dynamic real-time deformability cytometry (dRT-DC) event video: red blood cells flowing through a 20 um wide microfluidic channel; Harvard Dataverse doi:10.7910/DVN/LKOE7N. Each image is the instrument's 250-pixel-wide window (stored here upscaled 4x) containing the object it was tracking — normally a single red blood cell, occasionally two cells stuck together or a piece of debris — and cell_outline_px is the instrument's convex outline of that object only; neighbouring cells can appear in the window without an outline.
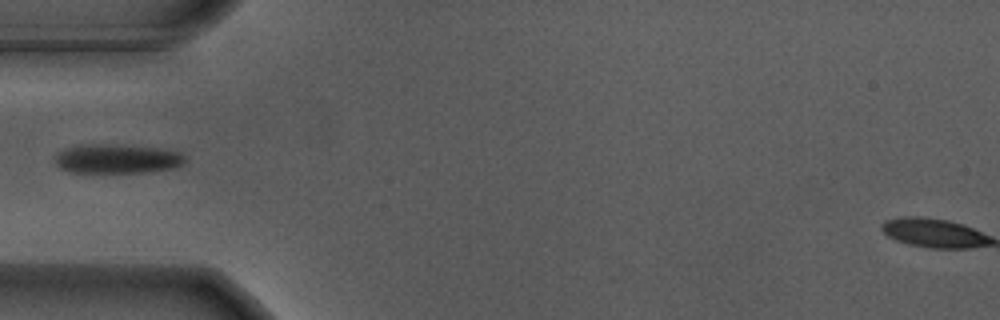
{"species": "Egyptian fruit bat (a non-hibernating species)", "species_latin": "Rousettus aegyptiacus", "temperature_condition": "warm", "stored_images_in_passage": 9, "camera_frame_rate_fps": 3000, "um_per_image_px": 0.085, "animal": {"sex": "male"}, "frame": {"image": 1, "passage_image": 1, "time_ms": 0.0, "image_size_px": [1000, 320], "cell_outline_px": [[188, 160], [184, 164], [172, 168], [144, 172], [68, 172], [60, 168], [56, 164], [56, 156], [64, 148], [76, 144], [100, 144], [156, 148], [180, 152]], "centroid_in_image_um": [9.93, 13.5], "position_along_channel_um": 75.1, "area_um2": 22.02}}
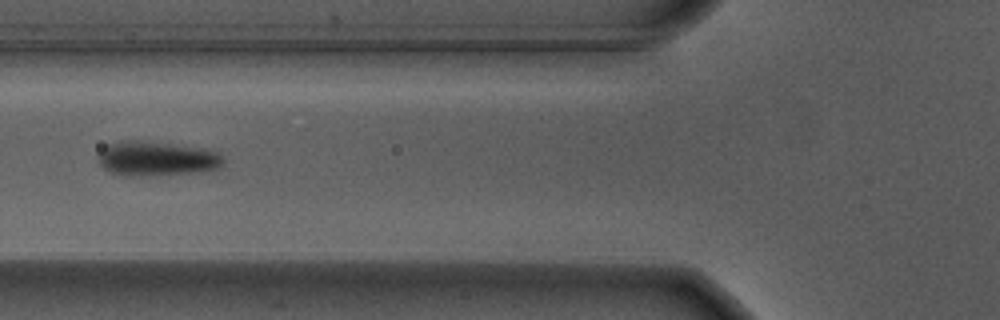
{"frame": {"image": 2, "passage_image": 4, "time_ms": 1.0, "image_size_px": [1000, 320], "cell_outline_px": [[224, 164], [216, 168], [200, 172], [140, 176], [124, 176], [112, 172], [104, 168], [100, 164], [100, 152], [108, 144], [120, 140], [168, 144], [196, 148], [216, 152], [224, 160]], "centroid_in_image_um": [13.28, 13.51], "position_along_channel_um": 112.5, "area_um2": 24.39}}
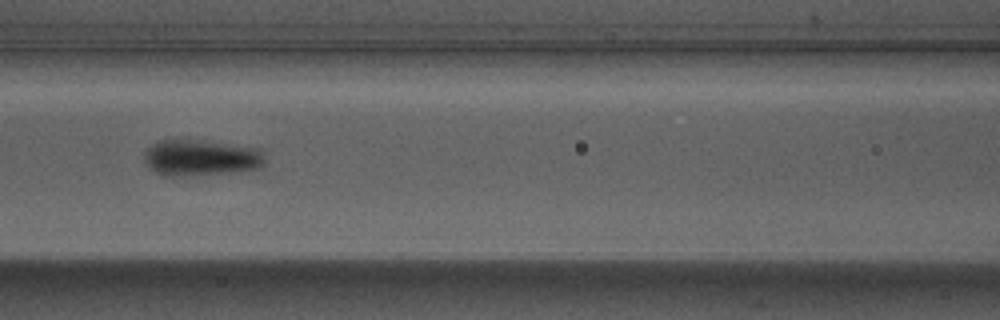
{"frame": {"image": 3, "passage_image": 7, "time_ms": 2.0, "image_size_px": [1000, 320], "cell_outline_px": [[264, 164], [260, 168], [228, 172], [184, 176], [160, 176], [152, 172], [144, 164], [144, 156], [148, 148], [152, 144], [160, 140], [188, 140], [260, 148], [264, 160]], "centroid_in_image_um": [16.99, 13.44], "position_along_channel_um": 149.6, "area_um2": 25.2}}